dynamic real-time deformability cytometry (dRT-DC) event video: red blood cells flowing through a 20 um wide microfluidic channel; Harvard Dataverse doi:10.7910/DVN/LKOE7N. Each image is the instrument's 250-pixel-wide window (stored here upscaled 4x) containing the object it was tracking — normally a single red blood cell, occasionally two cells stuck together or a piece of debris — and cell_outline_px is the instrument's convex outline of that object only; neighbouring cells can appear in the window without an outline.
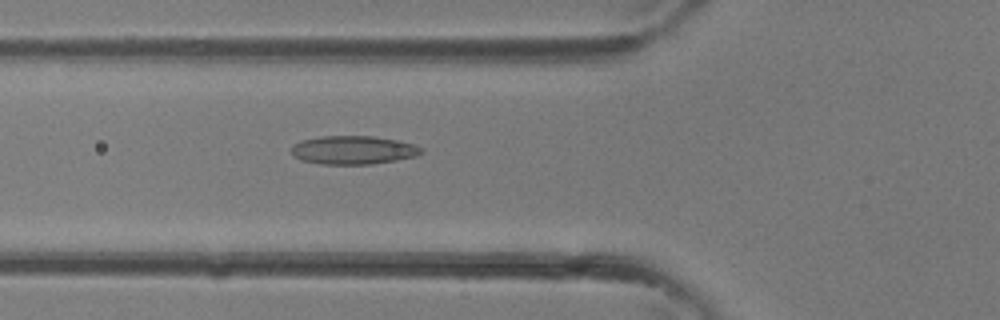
{"species": "common noctule bat (a hibernating species)", "species_latin": "Nyctalus noctula", "temperature_condition": "room temperature", "stored_images_in_passage": 37, "camera_frame_rate_fps": 3000, "um_per_image_px": 0.085, "animal": {"sex": "female"}, "frame": {"image": 1, "passage_image": 14, "time_ms": 4.333, "image_size_px": [1000, 320], "cell_outline_px": [[424, 152], [416, 156], [396, 160], [372, 164], [320, 164], [300, 160], [292, 156], [292, 144], [300, 140], [320, 136], [372, 136], [400, 140], [412, 144], [420, 148]], "centroid_in_image_um": [29.98, 12.75], "position_along_channel_um": 95.8, "area_um2": 21.73}}
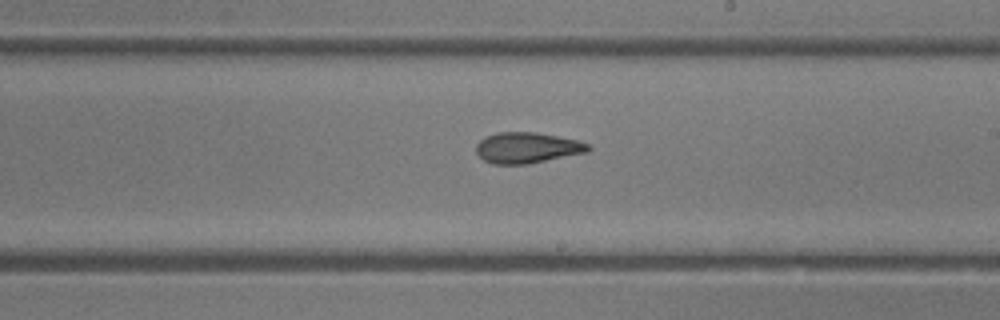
{"frame": {"image": 2, "passage_image": 22, "time_ms": 7.0, "image_size_px": [1000, 320], "cell_outline_px": [[592, 148], [588, 152], [528, 164], [492, 164], [484, 160], [476, 152], [476, 144], [484, 136], [496, 132], [536, 132], [576, 140], [588, 144]], "centroid_in_image_um": [44.78, 12.56], "position_along_channel_um": 244.2, "area_um2": 20.17}}
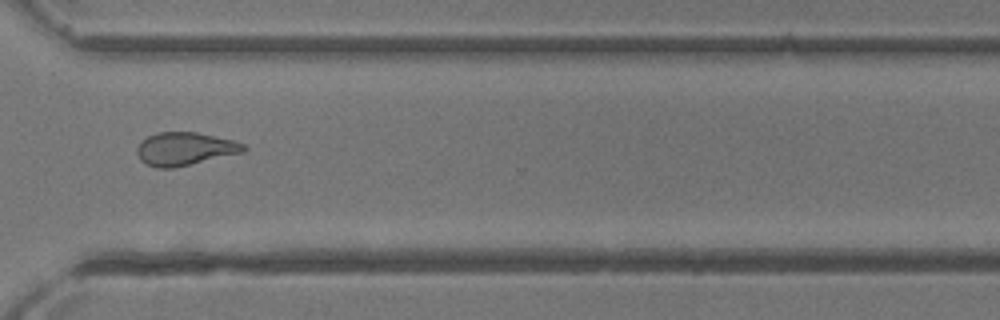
{"frame": {"image": 3, "passage_image": 28, "time_ms": 9.0, "image_size_px": [1000, 320], "cell_outline_px": [[248, 148], [244, 152], [172, 168], [156, 168], [140, 160], [136, 152], [136, 148], [148, 136], [160, 132], [196, 132], [232, 140], [244, 144]], "centroid_in_image_um": [15.72, 12.65], "position_along_channel_um": 354.9, "area_um2": 20.29}}